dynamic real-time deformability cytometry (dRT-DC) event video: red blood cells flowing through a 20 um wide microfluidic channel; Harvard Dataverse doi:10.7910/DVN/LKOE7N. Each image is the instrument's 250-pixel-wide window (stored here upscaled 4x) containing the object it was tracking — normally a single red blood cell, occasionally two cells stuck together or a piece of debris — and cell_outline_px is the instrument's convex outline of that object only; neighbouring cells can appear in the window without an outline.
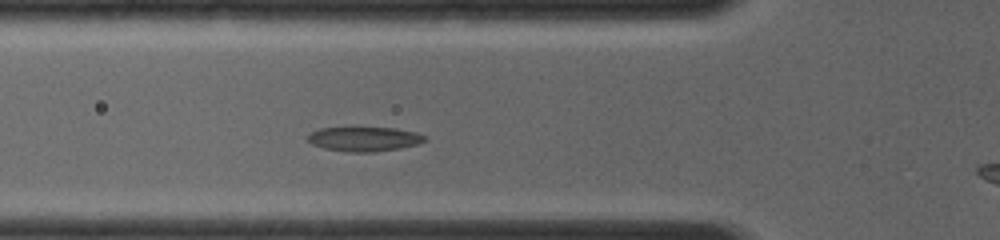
{"species": "common noctule bat (a hibernating species)", "species_latin": "Nyctalus noctula", "temperature_condition": "room temperature", "stored_images_in_passage": 4, "camera_frame_rate_fps": 4000, "um_per_image_px": 0.085, "animal": {"sex": "female", "body_mass_g": 19.0, "forearm_length_mm": 56.7}, "frame": {"image": 1, "passage_image": 2, "time_ms": 0.5, "image_size_px": [1000, 240], "cell_outline_px": [[424, 140], [416, 144], [396, 148], [372, 152], [356, 152], [328, 148], [312, 144], [308, 140], [308, 136], [312, 132], [320, 128], [392, 128], [416, 132], [424, 136]], "centroid_in_image_um": [30.94, 11.8], "position_along_channel_um": 94.9, "area_um2": 15.95}}
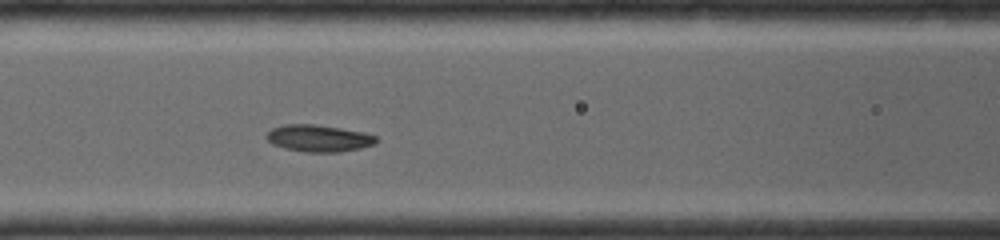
{"frame": {"image": 2, "passage_image": 4, "time_ms": 1.5, "image_size_px": [1000, 240], "cell_outline_px": [[376, 140], [372, 144], [360, 148], [336, 152], [308, 152], [288, 148], [272, 144], [268, 140], [268, 132], [272, 128], [284, 124], [312, 124], [340, 128], [360, 132], [376, 136]], "centroid_in_image_um": [27.06, 11.74], "position_along_channel_um": 139.5, "area_um2": 16.65}}